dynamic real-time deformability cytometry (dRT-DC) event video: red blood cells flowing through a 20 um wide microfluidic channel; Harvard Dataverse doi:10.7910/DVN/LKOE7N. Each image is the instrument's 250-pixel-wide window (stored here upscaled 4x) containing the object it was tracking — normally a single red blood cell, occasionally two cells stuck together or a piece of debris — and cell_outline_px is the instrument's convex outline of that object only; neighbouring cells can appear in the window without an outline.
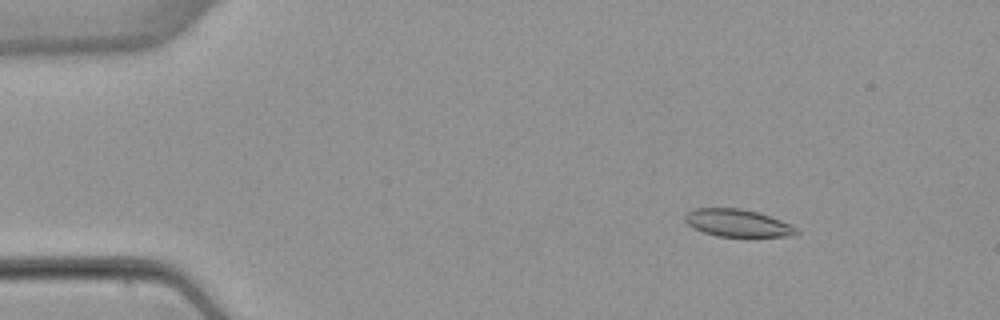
{"species": "common noctule bat (a hibernating species)", "species_latin": "Nyctalus noctula", "temperature_condition": "warm", "stored_images_in_passage": 33, "camera_frame_rate_fps": 3000, "um_per_image_px": 0.085, "animal": {"sex": "female", "body_mass_g": 22.7, "forearm_length_mm": 54.2}, "frame": {"image": 1, "passage_image": 8, "time_ms": 2.333, "image_size_px": [1000, 320], "cell_outline_px": [[800, 232], [796, 236], [716, 236], [692, 228], [684, 220], [684, 216], [692, 208], [740, 208], [756, 212], [792, 224], [800, 228]], "centroid_in_image_um": [62.72, 18.96], "position_along_channel_um": 22.3, "area_um2": 17.92}}
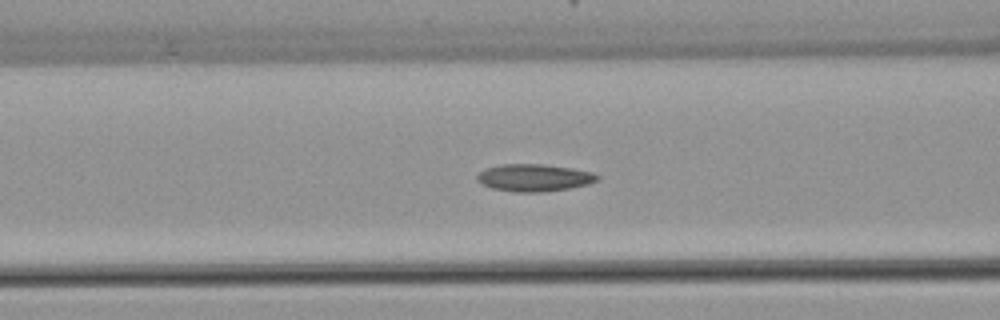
{"frame": {"image": 2, "passage_image": 22, "time_ms": 7.0, "image_size_px": [1000, 320], "cell_outline_px": [[600, 180], [588, 184], [568, 188], [544, 192], [516, 192], [492, 188], [476, 180], [476, 176], [484, 168], [500, 164], [544, 164], [572, 168], [592, 172], [600, 176]], "centroid_in_image_um": [45.41, 15.1], "position_along_channel_um": 121.2, "area_um2": 19.19}}
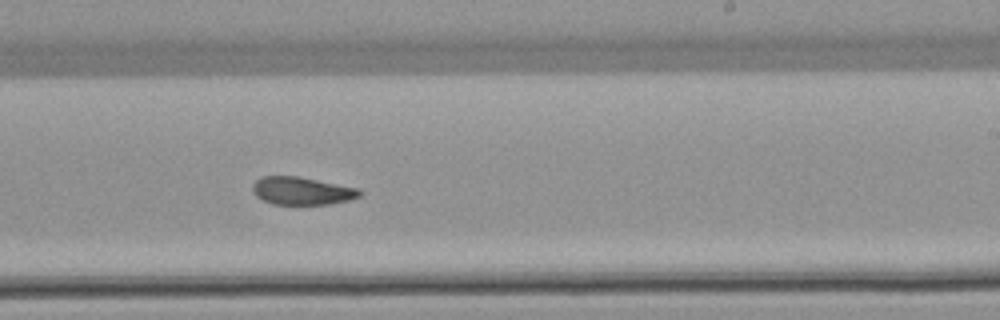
{"frame": {"image": 3, "passage_image": 33, "time_ms": 10.667, "image_size_px": [1000, 320], "cell_outline_px": [[360, 196], [348, 200], [328, 204], [272, 204], [256, 196], [252, 192], [252, 184], [260, 176], [296, 176], [360, 188]], "centroid_in_image_um": [25.62, 16.22], "position_along_channel_um": 263.4, "area_um2": 17.28}}